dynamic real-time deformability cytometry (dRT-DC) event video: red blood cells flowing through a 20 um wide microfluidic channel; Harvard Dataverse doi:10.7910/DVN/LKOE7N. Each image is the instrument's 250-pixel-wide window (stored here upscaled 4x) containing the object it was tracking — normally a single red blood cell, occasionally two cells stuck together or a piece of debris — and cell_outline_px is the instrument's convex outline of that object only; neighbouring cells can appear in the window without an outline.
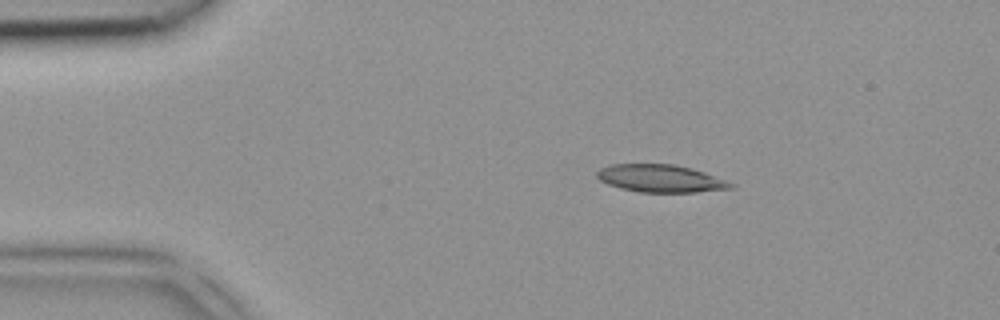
{"species": "common noctule bat (a hibernating species)", "species_latin": "Nyctalus noctula", "temperature_condition": "room temperature", "stored_images_in_passage": 5, "camera_frame_rate_fps": 3000, "um_per_image_px": 0.085, "animal": {"sex": "female", "body_mass_g": 18.4}, "frame": {"image": 1, "passage_image": 3, "time_ms": 0.667, "image_size_px": [1000, 320], "cell_outline_px": [[736, 184], [732, 188], [696, 192], [640, 192], [620, 188], [608, 184], [600, 180], [596, 176], [596, 172], [600, 168], [608, 164], [676, 164], [692, 168], [704, 172]], "centroid_in_image_um": [56.13, 15.16], "position_along_channel_um": 28.9, "area_um2": 21.56}}
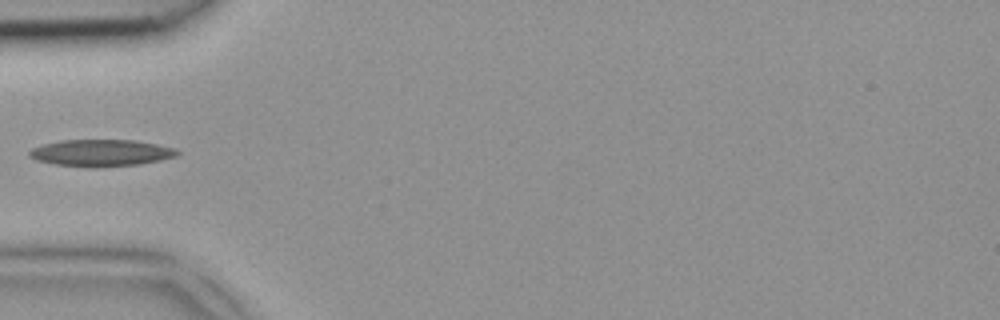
{"frame": {"image": 2, "passage_image": 5, "time_ms": 1.333, "image_size_px": [1000, 320], "cell_outline_px": [[180, 152], [176, 156], [160, 160], [136, 164], [96, 168], [92, 168], [56, 164], [36, 160], [28, 156], [28, 152], [32, 148], [44, 144], [60, 140], [136, 140], [176, 148]], "centroid_in_image_um": [8.58, 12.99], "position_along_channel_um": 76.4, "area_um2": 23.12}}